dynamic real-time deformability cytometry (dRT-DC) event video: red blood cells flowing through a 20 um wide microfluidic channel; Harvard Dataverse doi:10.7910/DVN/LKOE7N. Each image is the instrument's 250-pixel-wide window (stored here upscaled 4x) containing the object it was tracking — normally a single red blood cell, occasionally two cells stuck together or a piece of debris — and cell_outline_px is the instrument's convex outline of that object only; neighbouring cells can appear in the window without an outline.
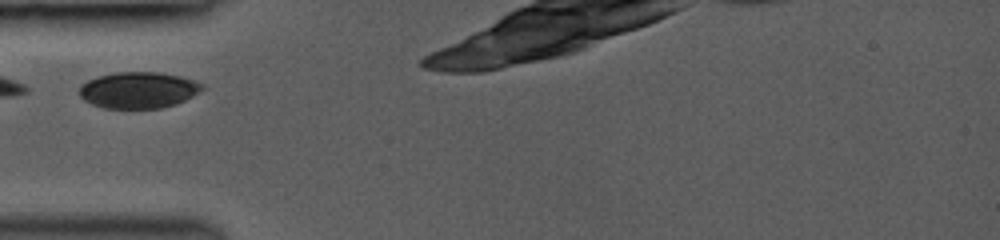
{"species": "common noctule bat (a hibernating species)", "species_latin": "Nyctalus noctula", "temperature_condition": "room temperature", "stored_images_in_passage": 5, "camera_frame_rate_fps": 3000, "um_per_image_px": 0.085, "animal": {"sex": "female", "body_mass_g": 19.0, "forearm_length_mm": 53.3}, "frame": {"image": 1, "passage_image": 2, "time_ms": 1.0, "image_size_px": [1000, 240], "cell_outline_px": [[204, 88], [192, 96], [176, 104], [160, 108], [104, 108], [92, 104], [84, 100], [80, 96], [80, 84], [88, 80], [100, 76], [116, 72], [160, 72], [180, 76], [204, 84]], "centroid_in_image_um": [11.76, 7.65], "position_along_channel_um": 73.2, "area_um2": 25.89}}